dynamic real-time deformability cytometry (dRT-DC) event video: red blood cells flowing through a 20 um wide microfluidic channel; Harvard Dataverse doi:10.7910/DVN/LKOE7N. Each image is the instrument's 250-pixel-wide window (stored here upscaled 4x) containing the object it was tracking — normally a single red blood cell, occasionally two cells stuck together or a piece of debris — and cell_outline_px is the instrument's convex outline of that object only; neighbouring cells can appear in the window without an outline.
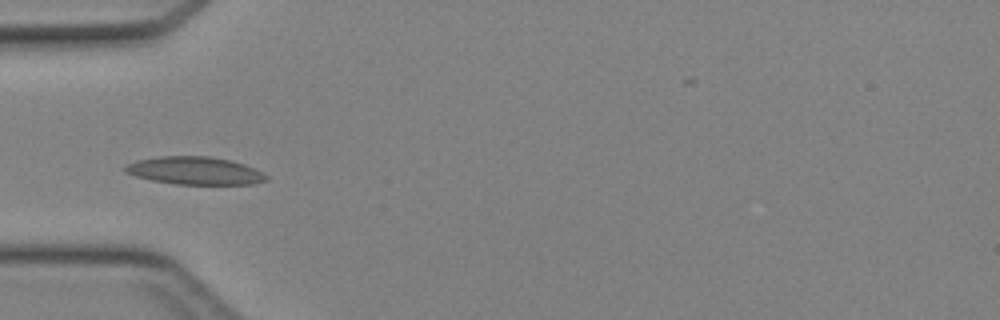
{"species": "Egyptian fruit bat (a non-hibernating species)", "species_latin": "Rousettus aegyptiacus", "temperature_condition": "cold", "stored_images_in_passage": 16, "camera_frame_rate_fps": 3000, "um_per_image_px": 0.085, "animal": {"sex": "female"}, "frame": {"image": 1, "passage_image": 3, "time_ms": 0.667, "image_size_px": [1000, 320], "cell_outline_px": [[268, 180], [252, 184], [176, 184], [152, 180], [136, 176], [124, 172], [124, 168], [128, 164], [136, 160], [160, 156], [212, 156], [244, 164], [264, 172], [268, 176]], "centroid_in_image_um": [16.58, 14.5], "position_along_channel_um": 68.4, "area_um2": 22.83}}
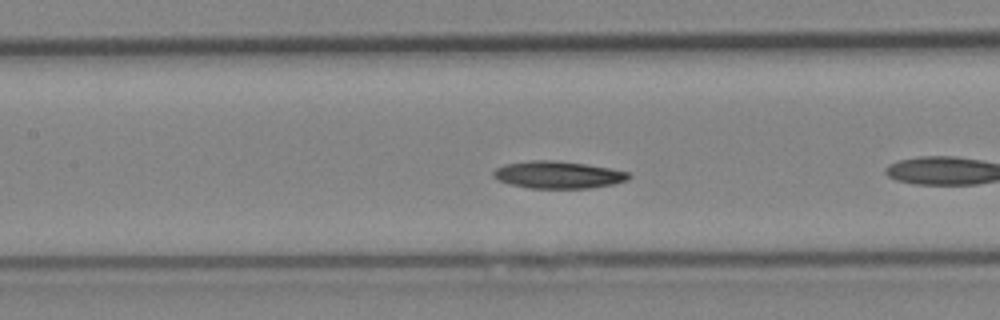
{"frame": {"image": 2, "passage_image": 7, "time_ms": 2.0, "image_size_px": [1000, 320], "cell_outline_px": [[632, 176], [628, 180], [612, 184], [592, 188], [528, 188], [508, 184], [496, 180], [492, 176], [492, 172], [496, 168], [504, 164], [532, 160], [556, 160], [612, 168], [628, 172]], "centroid_in_image_um": [47.41, 14.86], "position_along_channel_um": 160.0, "area_um2": 21.73}}